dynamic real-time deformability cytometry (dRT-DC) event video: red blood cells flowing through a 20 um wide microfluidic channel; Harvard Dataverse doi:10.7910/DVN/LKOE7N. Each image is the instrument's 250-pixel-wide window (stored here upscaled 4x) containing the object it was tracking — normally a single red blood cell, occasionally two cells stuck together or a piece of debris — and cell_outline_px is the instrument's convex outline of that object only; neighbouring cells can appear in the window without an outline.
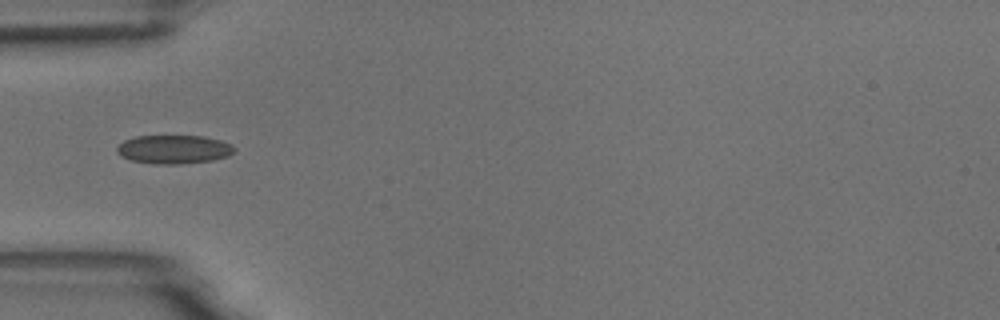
{"species": "common noctule bat (a hibernating species)", "species_latin": "Nyctalus noctula", "temperature_condition": "room temperature", "stored_images_in_passage": 4, "camera_frame_rate_fps": 3000, "um_per_image_px": 0.085, "animal": {"sex": "male", "body_mass_g": 18.8}, "frame": {"image": 1, "passage_image": 1, "time_ms": 0.0, "image_size_px": [1000, 320], "cell_outline_px": [[236, 152], [228, 156], [212, 160], [180, 164], [152, 164], [132, 160], [120, 156], [116, 152], [116, 148], [124, 140], [136, 136], [204, 136], [220, 140], [232, 144], [236, 148]], "centroid_in_image_um": [14.79, 12.7], "position_along_channel_um": 70.2, "area_um2": 19.77}}